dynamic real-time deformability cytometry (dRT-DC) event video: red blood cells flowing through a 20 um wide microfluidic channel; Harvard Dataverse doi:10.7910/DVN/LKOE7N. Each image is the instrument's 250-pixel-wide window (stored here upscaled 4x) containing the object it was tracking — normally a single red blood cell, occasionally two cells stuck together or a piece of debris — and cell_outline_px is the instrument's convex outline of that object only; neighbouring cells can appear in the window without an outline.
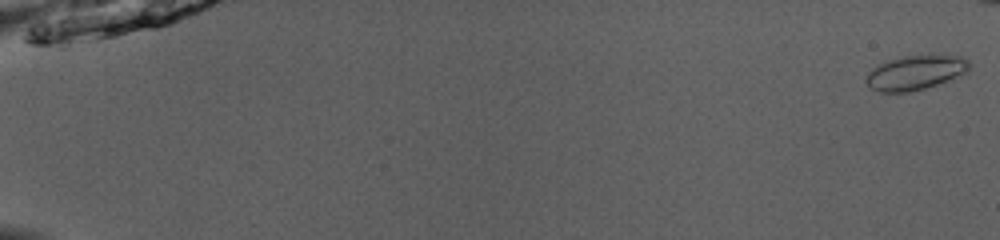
{"species": "common noctule bat (a hibernating species)", "species_latin": "Nyctalus noctula", "temperature_condition": "room temperature", "stored_images_in_passage": 48, "camera_frame_rate_fps": 3000, "um_per_image_px": 0.085, "animal": {"sex": "male", "body_mass_g": 13.0, "forearm_length_mm": 53.1}, "frame": {"image": 1, "passage_image": 1, "time_ms": 0.0, "image_size_px": [1000, 240], "cell_outline_px": [[968, 72], [936, 84], [924, 88], [908, 92], [880, 92], [872, 88], [864, 80], [868, 72], [872, 68], [888, 60], [900, 56], [928, 52], [944, 52], [960, 56], [968, 60]], "centroid_in_image_um": [77.84, 6.09], "position_along_channel_um": 7.2, "area_um2": 21.39}}
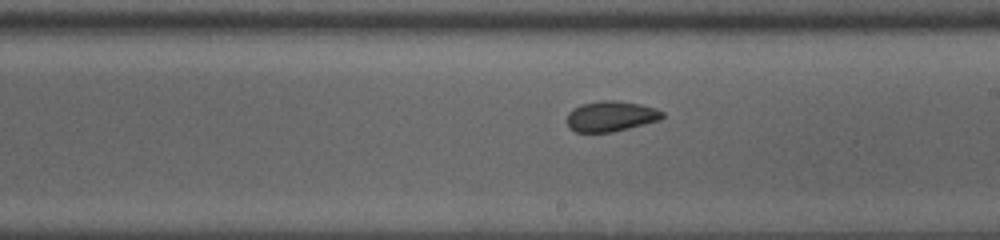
{"frame": {"image": 2, "passage_image": 32, "time_ms": 10.333, "image_size_px": [1000, 240], "cell_outline_px": [[664, 116], [660, 120], [612, 132], [576, 132], [568, 128], [568, 112], [572, 108], [580, 104], [604, 100], [612, 100], [640, 104], [656, 108], [664, 112]], "centroid_in_image_um": [51.91, 9.88], "position_along_channel_um": 237.1, "area_um2": 16.94}}
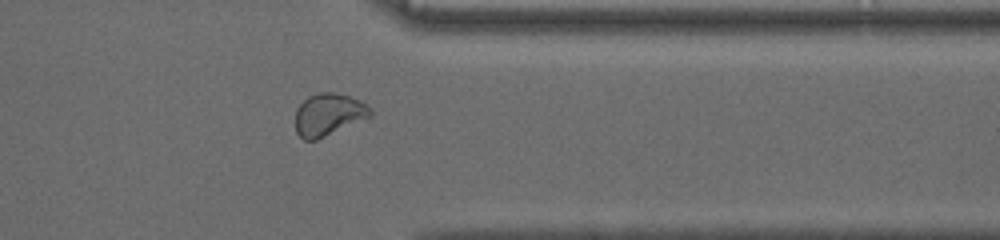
{"frame": {"image": 3, "passage_image": 43, "time_ms": 14.0, "image_size_px": [1000, 240], "cell_outline_px": [[372, 116], [316, 140], [304, 140], [296, 132], [296, 108], [308, 96], [320, 92], [336, 92], [348, 96], [372, 108]], "centroid_in_image_um": [27.91, 9.74], "position_along_channel_um": 383.5, "area_um2": 18.32}}